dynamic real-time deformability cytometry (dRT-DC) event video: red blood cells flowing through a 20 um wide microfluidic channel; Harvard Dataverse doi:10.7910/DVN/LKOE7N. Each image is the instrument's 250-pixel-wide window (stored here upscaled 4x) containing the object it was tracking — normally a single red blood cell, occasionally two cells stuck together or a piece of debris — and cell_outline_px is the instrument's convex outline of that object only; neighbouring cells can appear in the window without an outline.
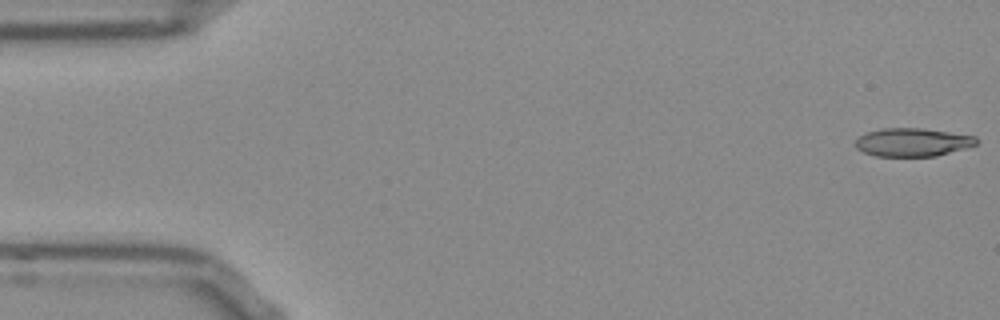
{"species": "Egyptian fruit bat (a non-hibernating species)", "species_latin": "Rousettus aegyptiacus", "temperature_condition": "room temperature", "stored_images_in_passage": 53, "camera_frame_rate_fps": 3000, "um_per_image_px": 0.085, "frame": {"image": 1, "passage_image": 1, "time_ms": 0.0, "image_size_px": [1000, 320], "cell_outline_px": [[976, 144], [964, 148], [936, 156], [876, 156], [864, 152], [856, 148], [856, 140], [860, 136], [868, 132], [880, 128], [924, 128], [976, 136]], "centroid_in_image_um": [77.55, 12.08], "position_along_channel_um": 7.4, "area_um2": 19.77}}
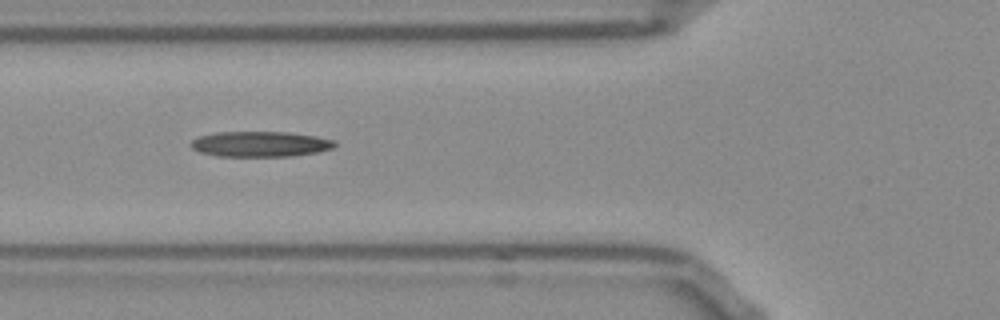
{"frame": {"image": 2, "passage_image": 19, "time_ms": 6.0, "image_size_px": [1000, 320], "cell_outline_px": [[336, 144], [332, 148], [316, 152], [292, 156], [216, 156], [200, 152], [192, 148], [188, 144], [192, 140], [200, 136], [216, 132], [288, 132], [316, 136], [332, 140]], "centroid_in_image_um": [22.07, 12.24], "position_along_channel_um": 103.7, "area_um2": 21.21}}
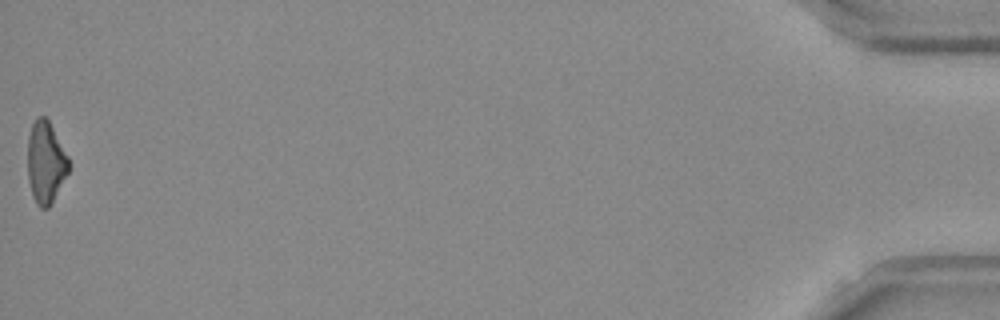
{"frame": {"image": 3, "passage_image": 53, "time_ms": 17.333, "image_size_px": [1000, 320], "cell_outline_px": [[68, 172], [48, 208], [40, 208], [36, 204], [32, 196], [28, 180], [28, 136], [32, 124], [36, 116], [44, 116], [48, 120], [68, 156]], "centroid_in_image_um": [3.85, 13.79], "position_along_channel_um": 431.3, "area_um2": 19.36}, "authors_computed_cell_mechanics": {"area_um2": 20.6924, "velocity_mm_per_s": 3.8143, "shape_relaxation_time_tau1_ms": null, "shape_relaxation_time_tau2_ms": 10.4458, "deformation_change_tau1": null, "deformation_change_tau2": 0.2841}}